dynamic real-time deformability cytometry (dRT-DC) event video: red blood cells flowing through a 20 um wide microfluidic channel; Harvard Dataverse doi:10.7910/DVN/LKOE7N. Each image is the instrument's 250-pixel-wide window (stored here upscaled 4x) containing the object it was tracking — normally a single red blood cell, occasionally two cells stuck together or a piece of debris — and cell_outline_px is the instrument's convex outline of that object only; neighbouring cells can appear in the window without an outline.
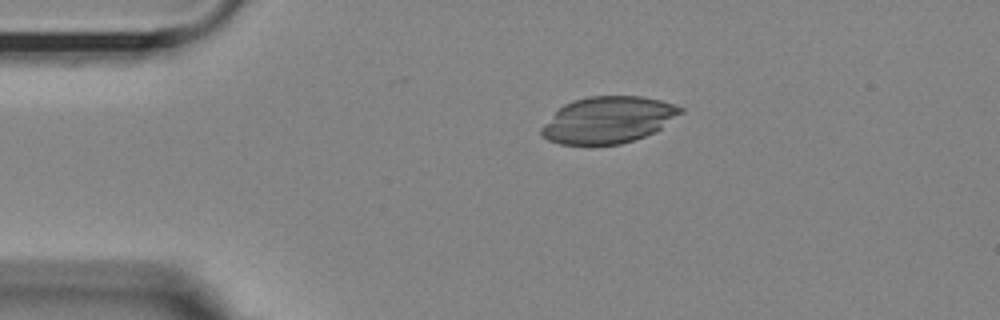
{"species": "Egyptian fruit bat (a non-hibernating species)", "species_latin": "Rousettus aegyptiacus", "temperature_condition": "room temperature", "stored_images_in_passage": 50, "camera_frame_rate_fps": 3000, "um_per_image_px": 0.085, "animal": {"sex": "female"}, "frame": {"image": 1, "passage_image": 6, "time_ms": 1.667, "image_size_px": [1000, 320], "cell_outline_px": [[684, 112], [656, 132], [620, 144], [560, 144], [548, 140], [540, 132], [540, 128], [564, 104], [572, 100], [588, 96], [640, 96], [660, 100], [676, 104], [684, 108]], "centroid_in_image_um": [51.73, 10.18], "position_along_channel_um": 33.3, "area_um2": 37.69}}
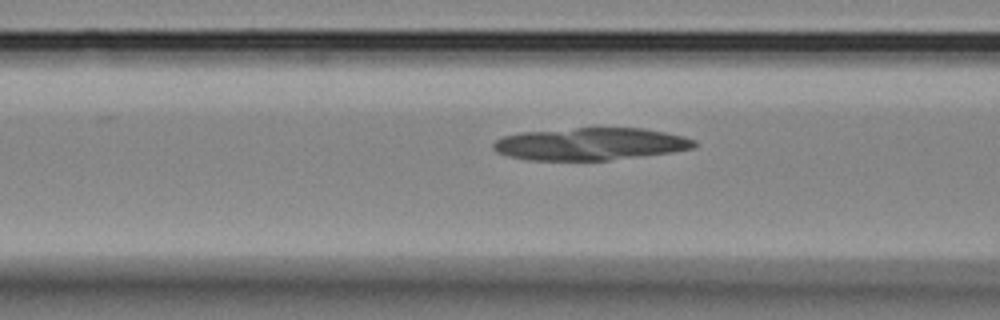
{"frame": {"image": 2, "passage_image": 16, "time_ms": 5.0, "image_size_px": [1000, 320], "cell_outline_px": [[696, 148], [672, 152], [608, 160], [528, 160], [508, 156], [496, 152], [492, 148], [492, 144], [496, 140], [504, 136], [520, 132], [576, 128], [644, 128], [684, 136], [696, 140]], "centroid_in_image_um": [50.18, 12.24], "position_along_channel_um": 116.4, "area_um2": 37.97}}
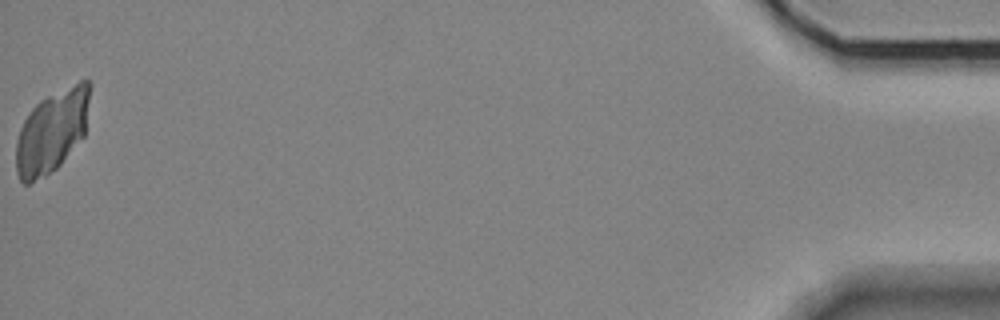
{"frame": {"image": 3, "passage_image": 50, "time_ms": 16.333, "image_size_px": [1000, 320], "cell_outline_px": [[92, 84], [84, 136], [60, 164], [56, 168], [44, 176], [28, 184], [24, 184], [20, 180], [16, 172], [16, 140], [20, 128], [24, 120], [32, 108], [40, 100], [80, 80], [88, 80]], "centroid_in_image_um": [4.42, 11.15], "position_along_channel_um": 430.8, "area_um2": 35.49}}